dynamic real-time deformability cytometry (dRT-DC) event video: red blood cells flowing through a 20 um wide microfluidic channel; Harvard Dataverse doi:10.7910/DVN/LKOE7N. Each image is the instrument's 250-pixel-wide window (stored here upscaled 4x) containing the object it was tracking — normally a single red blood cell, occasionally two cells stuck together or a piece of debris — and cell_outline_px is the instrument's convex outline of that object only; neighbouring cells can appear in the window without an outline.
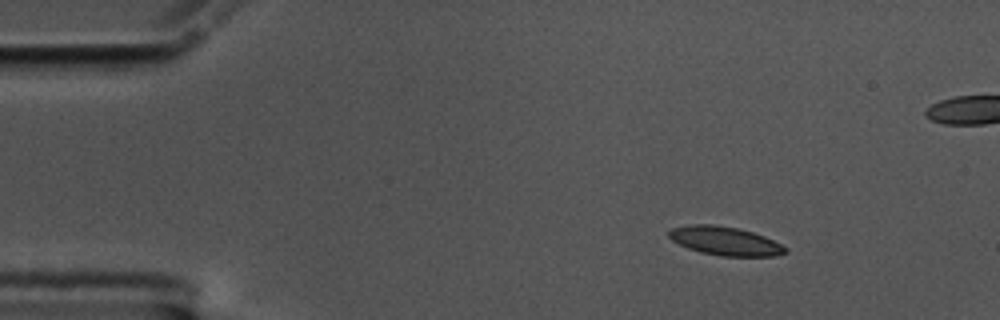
{"species": "common noctule bat (a hibernating species)", "species_latin": "Nyctalus noctula", "temperature_condition": "cold", "stored_images_in_passage": 51, "camera_frame_rate_fps": 3000, "um_per_image_px": 0.085, "animal": {"sex": "male", "body_mass_g": 17.5, "forearm_length_mm": 52.3}, "frame": {"image": 1, "passage_image": 1, "time_ms": 0.0, "image_size_px": [1000, 320], "cell_outline_px": [[788, 252], [772, 256], [720, 256], [700, 252], [688, 248], [672, 240], [668, 236], [668, 232], [672, 228], [688, 224], [712, 224], [736, 228], [752, 232], [764, 236], [788, 248]], "centroid_in_image_um": [61.61, 20.48], "position_along_channel_um": 23.4, "area_um2": 19.36}}
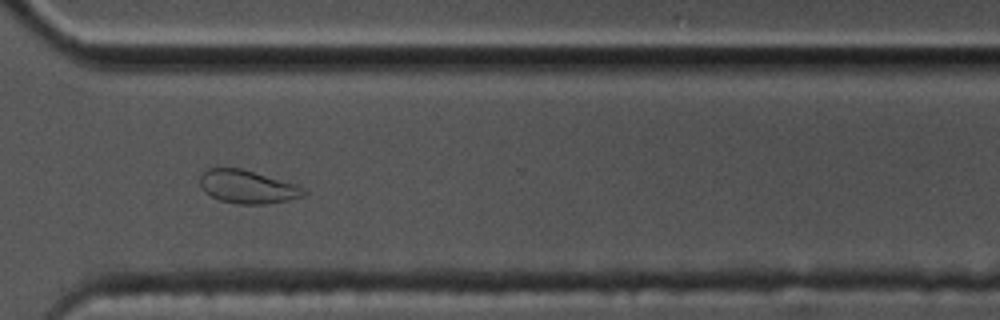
{"frame": {"image": 2, "passage_image": 35, "time_ms": 11.333, "image_size_px": [1000, 320], "cell_outline_px": [[308, 192], [304, 196], [288, 200], [268, 204], [236, 204], [220, 200], [204, 192], [200, 184], [200, 176], [208, 168], [240, 168], [296, 184], [308, 188]], "centroid_in_image_um": [21.08, 15.89], "position_along_channel_um": 349.5, "area_um2": 20.17}}
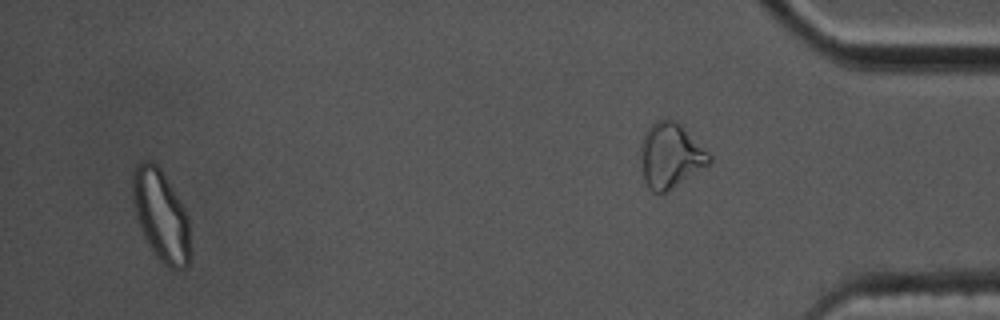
{"frame": {"image": 3, "passage_image": 48, "time_ms": 15.667, "image_size_px": [1000, 320], "cell_outline_px": [[188, 268], [168, 268], [156, 256], [148, 244], [140, 228], [132, 204], [132, 172], [136, 164], [144, 160], [152, 160], [160, 168], [184, 208], [188, 216]], "centroid_in_image_um": [13.63, 18.27], "position_along_channel_um": 421.6, "area_um2": 30.35}, "authors_computed_cell_mechanics": {"area_um2": 19.9988, "velocity_mm_per_s": 3.5141, "shape_relaxation_time_tau1_ms": 5.1596, "shape_relaxation_time_tau2_ms": 2.6535, "deformation_change_tau1": 0.1419, "deformation_change_tau2": 0.0711}}